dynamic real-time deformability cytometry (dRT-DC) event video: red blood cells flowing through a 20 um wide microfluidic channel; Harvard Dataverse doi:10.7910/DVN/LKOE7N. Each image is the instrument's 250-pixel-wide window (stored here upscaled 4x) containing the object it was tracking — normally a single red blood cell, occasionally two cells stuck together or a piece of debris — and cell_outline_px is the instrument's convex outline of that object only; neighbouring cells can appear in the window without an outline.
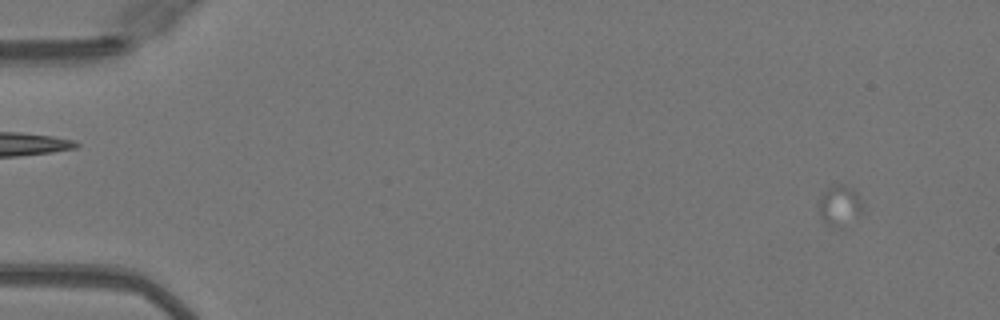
{"species": "Egyptian fruit bat (a non-hibernating species)", "species_latin": "Rousettus aegyptiacus", "temperature_condition": "warm", "stored_images_in_passage": 4, "camera_frame_rate_fps": 3000, "um_per_image_px": 0.085, "animal": {"sex": "female"}, "frame": {"image": 1, "passage_image": 3, "time_ms": 0.667, "image_size_px": [1000, 320], "cell_outline_px": [[864, 208], [856, 216], [840, 228], [828, 224], [820, 220], [816, 204], [824, 192], [832, 184], [844, 184], [852, 188], [860, 196], [864, 204]], "centroid_in_image_um": [71.33, 17.44], "position_along_channel_um": 13.7, "area_um2": 10.58}}